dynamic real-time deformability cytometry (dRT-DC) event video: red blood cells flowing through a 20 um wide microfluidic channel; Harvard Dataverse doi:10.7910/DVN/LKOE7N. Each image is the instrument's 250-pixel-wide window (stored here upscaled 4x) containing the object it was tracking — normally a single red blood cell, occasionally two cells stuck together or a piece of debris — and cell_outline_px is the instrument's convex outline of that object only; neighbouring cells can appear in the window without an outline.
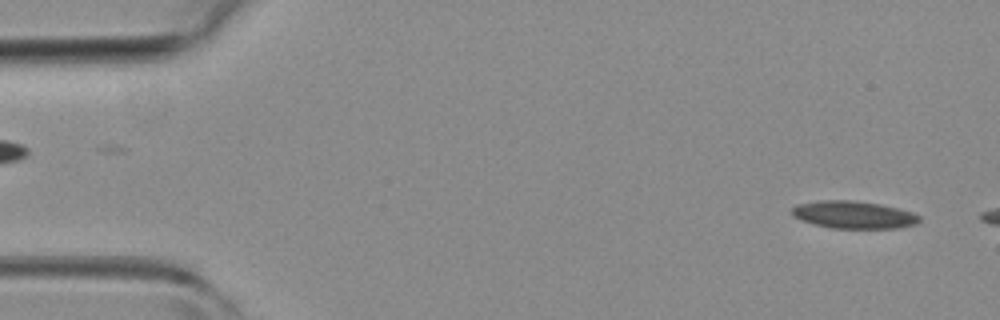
{"species": "common noctule bat (a hibernating species)", "species_latin": "Nyctalus noctula", "temperature_condition": "room temperature", "stored_images_in_passage": 4, "camera_frame_rate_fps": 3000, "um_per_image_px": 0.085, "animal": {"sex": "female", "body_mass_g": 19.3, "forearm_length_mm": 54.1}, "frame": {"image": 1, "passage_image": 4, "time_ms": 3.333, "image_size_px": [1000, 320], "cell_outline_px": [[920, 220], [916, 224], [896, 228], [832, 228], [800, 220], [792, 216], [792, 208], [796, 204], [820, 200], [852, 200], [880, 204], [912, 212], [920, 216]], "centroid_in_image_um": [72.53, 18.25], "position_along_channel_um": 12.5, "area_um2": 20.35}}